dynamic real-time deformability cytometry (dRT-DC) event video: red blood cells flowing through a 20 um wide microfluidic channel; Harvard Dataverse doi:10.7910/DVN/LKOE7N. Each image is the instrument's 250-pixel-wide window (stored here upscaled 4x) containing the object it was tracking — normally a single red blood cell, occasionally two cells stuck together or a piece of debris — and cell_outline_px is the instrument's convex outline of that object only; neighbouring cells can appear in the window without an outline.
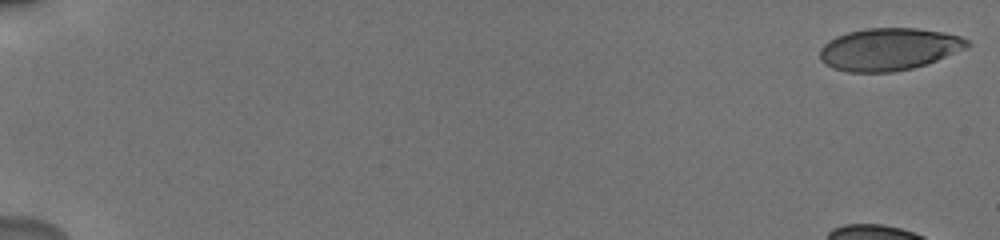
{"species": "human", "species_latin": "Homo sapiens", "temperature_condition": "cold", "stored_images_in_passage": 40, "camera_frame_rate_fps": 3000, "um_per_image_px": 0.085, "donor": {"sex": "male"}, "frame": {"image": 1, "passage_image": 1, "time_ms": 0.0, "image_size_px": [1000, 240], "cell_outline_px": [[972, 44], [968, 48], [936, 60], [912, 68], [892, 72], [848, 72], [832, 68], [824, 64], [820, 60], [820, 48], [828, 40], [836, 36], [848, 32], [864, 28], [916, 28], [944, 32], [960, 36], [968, 40]], "centroid_in_image_um": [75.55, 4.18], "position_along_channel_um": 9.5, "area_um2": 36.53}}